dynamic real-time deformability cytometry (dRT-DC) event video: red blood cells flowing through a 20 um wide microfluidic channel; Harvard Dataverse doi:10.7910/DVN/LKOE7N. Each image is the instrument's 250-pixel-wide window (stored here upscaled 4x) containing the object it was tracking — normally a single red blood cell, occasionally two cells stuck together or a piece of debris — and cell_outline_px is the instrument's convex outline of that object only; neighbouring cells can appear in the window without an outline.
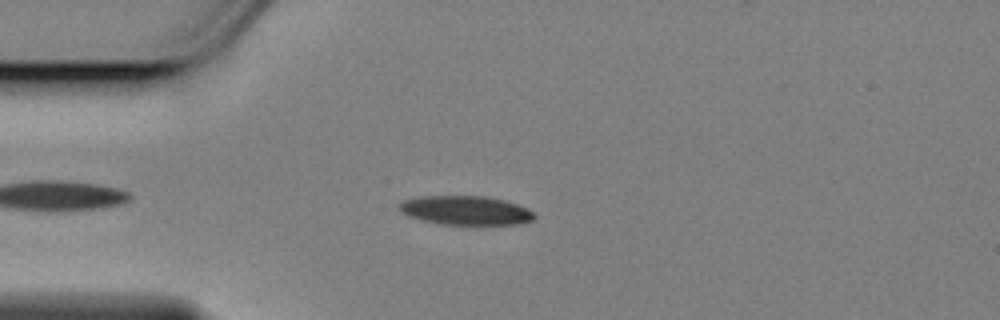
{"species": "Egyptian fruit bat (a non-hibernating species)", "species_latin": "Rousettus aegyptiacus", "temperature_condition": "cold", "stored_images_in_passage": 47, "camera_frame_rate_fps": 3000, "um_per_image_px": 0.085, "animal": {"sex": "female"}, "frame": {"image": 1, "passage_image": 7, "time_ms": 2.0, "image_size_px": [1000, 320], "cell_outline_px": [[536, 216], [532, 220], [520, 224], [440, 224], [408, 216], [396, 204], [404, 200], [420, 196], [484, 196], [504, 200], [528, 208]], "centroid_in_image_um": [39.59, 17.87], "position_along_channel_um": 45.4, "area_um2": 22.66}}
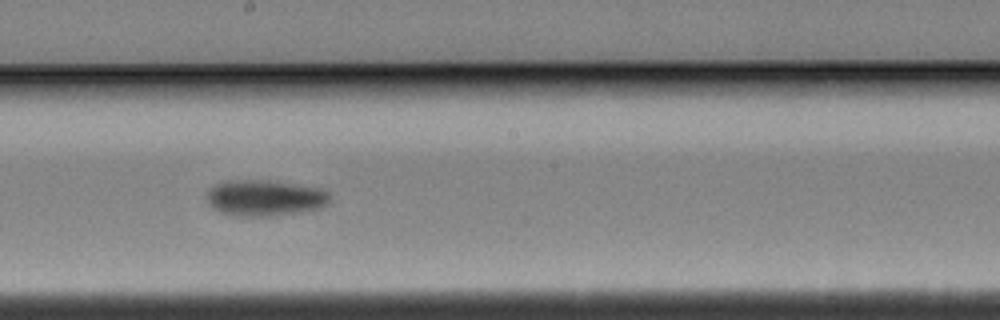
{"frame": {"image": 2, "passage_image": 24, "time_ms": 7.667, "image_size_px": [1000, 320], "cell_outline_px": [[332, 196], [328, 204], [320, 208], [300, 212], [268, 216], [232, 216], [220, 212], [212, 208], [208, 204], [208, 192], [216, 184], [244, 180], [256, 180], [320, 188], [328, 192]], "centroid_in_image_um": [22.54, 16.86], "position_along_channel_um": 225.7, "area_um2": 25.37}}
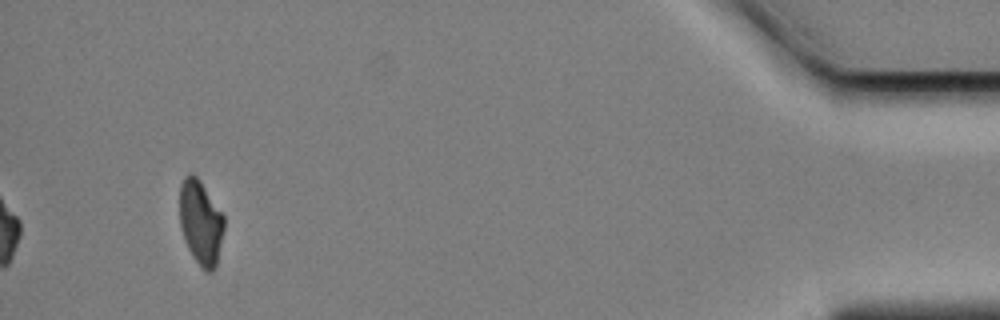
{"frame": {"image": 3, "passage_image": 47, "time_ms": 15.333, "image_size_px": [1000, 320], "cell_outline_px": [[224, 228], [216, 268], [212, 272], [204, 272], [200, 268], [192, 256], [188, 248], [180, 224], [180, 184], [184, 176], [188, 172], [192, 172], [200, 180], [224, 216]], "centroid_in_image_um": [17.06, 18.92], "position_along_channel_um": 418.1, "area_um2": 22.02}, "authors_computed_cell_mechanics": {"area_um2": 23.9292, "velocity_mm_per_s": 3.4436, "shape_relaxation_time_tau1_ms": 4.3312, "shape_relaxation_time_tau2_ms": null, "deformation_change_tau1": 0.118, "deformation_change_tau2": null}}